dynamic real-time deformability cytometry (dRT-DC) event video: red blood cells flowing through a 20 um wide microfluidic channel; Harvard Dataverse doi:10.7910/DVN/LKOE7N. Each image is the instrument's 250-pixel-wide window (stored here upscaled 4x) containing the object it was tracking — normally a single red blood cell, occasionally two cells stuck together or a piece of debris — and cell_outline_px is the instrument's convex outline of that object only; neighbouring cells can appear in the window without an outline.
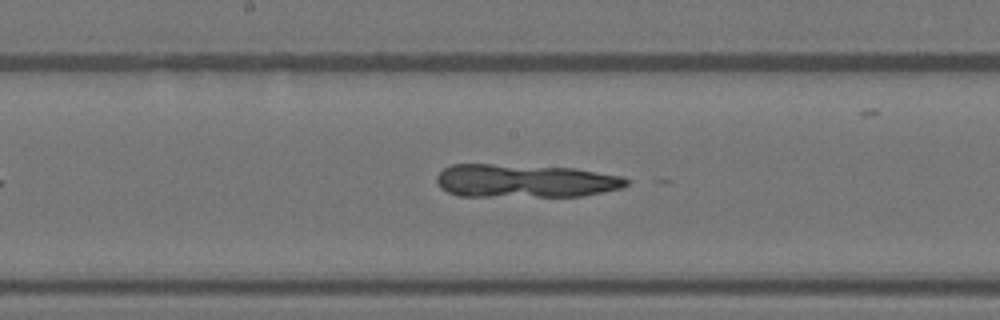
{"species": "Egyptian fruit bat (a non-hibernating species)", "species_latin": "Rousettus aegyptiacus", "temperature_condition": "warm", "stored_images_in_passage": 41, "camera_frame_rate_fps": 3000, "um_per_image_px": 0.085, "animal": {"sex": "female"}, "frame": {"image": 1, "passage_image": 21, "time_ms": 6.667, "image_size_px": [1000, 320], "cell_outline_px": [[628, 184], [620, 188], [604, 192], [584, 196], [460, 196], [448, 192], [440, 188], [436, 180], [436, 176], [444, 168], [452, 164], [492, 164], [576, 168], [620, 176], [628, 180]], "centroid_in_image_um": [44.6, 15.37], "position_along_channel_um": 203.6, "area_um2": 36.82}}
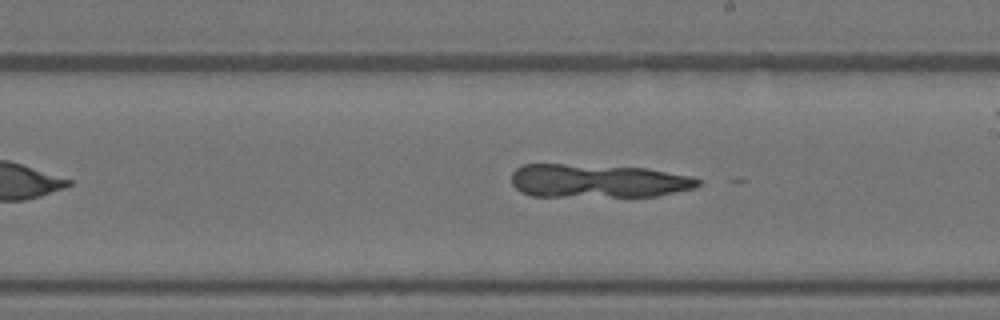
{"frame": {"image": 2, "passage_image": 24, "time_ms": 7.667, "image_size_px": [1000, 320], "cell_outline_px": [[704, 180], [696, 188], [656, 196], [532, 196], [520, 192], [512, 184], [512, 172], [516, 168], [524, 164], [564, 164], [648, 168], [692, 176]], "centroid_in_image_um": [50.85, 15.37], "position_along_channel_um": 238.1, "area_um2": 36.65}}